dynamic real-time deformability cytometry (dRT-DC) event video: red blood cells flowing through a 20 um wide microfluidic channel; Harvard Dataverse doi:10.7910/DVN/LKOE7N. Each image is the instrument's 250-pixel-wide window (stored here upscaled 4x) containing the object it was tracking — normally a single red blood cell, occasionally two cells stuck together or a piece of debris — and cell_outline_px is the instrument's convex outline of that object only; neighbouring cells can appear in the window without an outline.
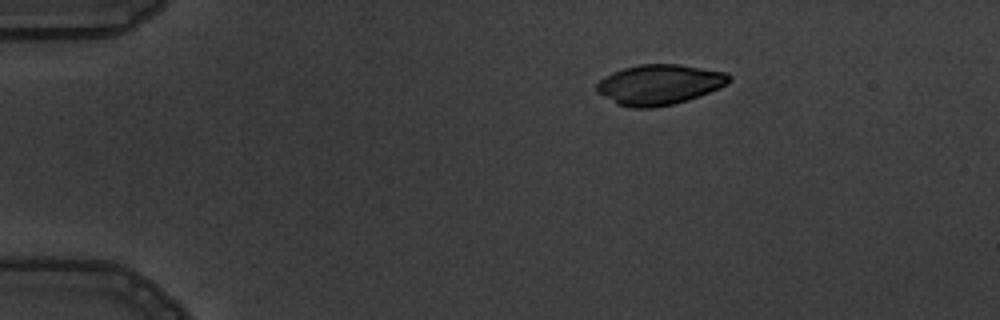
{"species": "common noctule bat (a hibernating species)", "species_latin": "Nyctalus noctula", "temperature_condition": "warm", "stored_images_in_passage": 2, "camera_frame_rate_fps": 3000, "um_per_image_px": 0.085, "animal": {"sex": "male", "body_mass_g": 19.5, "forearm_length_mm": 54.6}, "frame": {"image": 1, "passage_image": 1, "time_ms": 0.0, "image_size_px": [1000, 320], "cell_outline_px": [[732, 80], [728, 84], [720, 88], [688, 100], [672, 104], [652, 108], [632, 108], [616, 104], [596, 92], [596, 84], [604, 76], [612, 72], [624, 68], [640, 64], [680, 64], [728, 72], [732, 76]], "centroid_in_image_um": [56.06, 7.18], "position_along_channel_um": 28.9, "area_um2": 31.39}}